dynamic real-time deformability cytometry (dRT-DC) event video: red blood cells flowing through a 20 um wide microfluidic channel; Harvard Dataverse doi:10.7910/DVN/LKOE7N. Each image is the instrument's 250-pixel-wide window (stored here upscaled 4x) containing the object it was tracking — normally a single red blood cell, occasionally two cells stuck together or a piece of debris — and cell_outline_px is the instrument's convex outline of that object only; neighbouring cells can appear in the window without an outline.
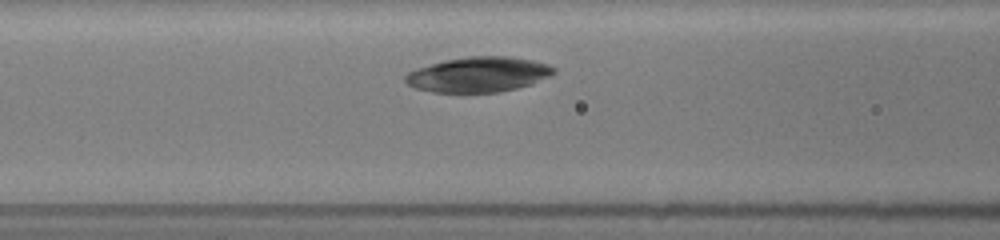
{"species": "common noctule bat (a hibernating species)", "species_latin": "Nyctalus noctula", "temperature_condition": "room temperature", "stored_images_in_passage": 28, "camera_frame_rate_fps": 3000, "um_per_image_px": 0.085, "animal": {"sex": "female", "body_mass_g": 19.5, "forearm_length_mm": 54.1}, "frame": {"image": 1, "passage_image": 7, "time_ms": 2.0, "image_size_px": [1000, 240], "cell_outline_px": [[556, 72], [548, 76], [528, 84], [516, 88], [496, 92], [432, 92], [416, 88], [408, 84], [404, 80], [404, 76], [408, 72], [416, 68], [444, 60], [464, 56], [508, 56], [532, 60], [548, 64], [556, 68]], "centroid_in_image_um": [40.63, 6.32], "position_along_channel_um": 126.0, "area_um2": 30.23}}
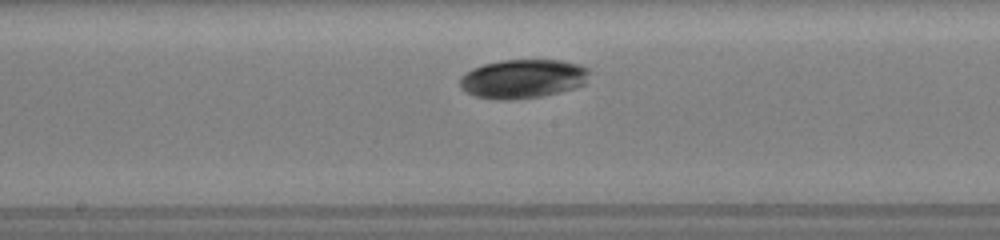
{"frame": {"image": 2, "passage_image": 13, "time_ms": 4.0, "image_size_px": [1000, 240], "cell_outline_px": [[588, 72], [584, 84], [572, 88], [540, 96], [508, 100], [500, 100], [476, 96], [468, 92], [460, 84], [460, 80], [472, 68], [484, 64], [500, 60], [560, 60], [580, 64], [588, 68]], "centroid_in_image_um": [44.45, 6.68], "position_along_channel_um": 203.7, "area_um2": 28.84}}
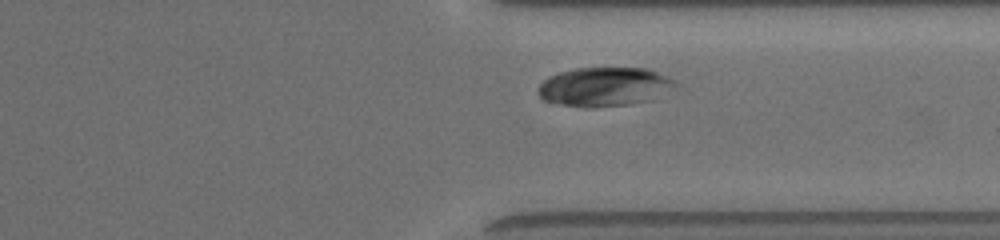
{"frame": {"image": 3, "passage_image": 25, "time_ms": 8.0, "image_size_px": [1000, 240], "cell_outline_px": [[676, 84], [644, 100], [628, 104], [564, 104], [544, 100], [540, 96], [540, 84], [548, 76], [560, 72], [576, 68], [648, 68], [672, 80]], "centroid_in_image_um": [51.28, 7.3], "position_along_channel_um": 360.1, "area_um2": 29.02}, "authors_computed_cell_mechanics": {"area_um2": 29.5069, "velocity_mm_per_s": 3.8988, "shape_relaxation_time_tau1_ms": 2.1987, "shape_relaxation_time_tau2_ms": null, "deformation_change_tau1": 0.1069, "deformation_change_tau2": null}}